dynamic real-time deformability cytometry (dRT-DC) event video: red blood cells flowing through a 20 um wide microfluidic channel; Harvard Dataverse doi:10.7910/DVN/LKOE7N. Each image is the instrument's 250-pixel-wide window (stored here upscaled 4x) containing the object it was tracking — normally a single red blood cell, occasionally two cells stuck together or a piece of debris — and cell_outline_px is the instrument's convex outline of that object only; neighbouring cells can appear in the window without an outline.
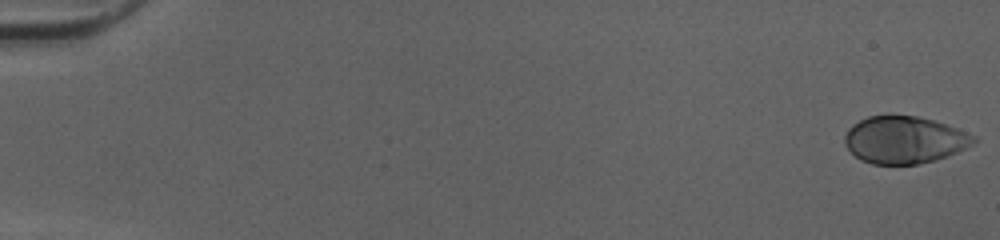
{"species": "human", "species_latin": "Homo sapiens", "temperature_condition": "cold", "stored_images_in_passage": 51, "camera_frame_rate_fps": 3000, "um_per_image_px": 0.085, "donor": {"sex": "female"}, "frame": {"image": 1, "passage_image": 1, "time_ms": 0.0, "image_size_px": [1000, 240], "cell_outline_px": [[976, 140], [972, 144], [956, 152], [936, 160], [920, 164], [872, 164], [860, 160], [844, 144], [844, 136], [848, 128], [852, 124], [868, 116], [916, 116], [932, 120], [956, 128], [976, 136]], "centroid_in_image_um": [76.84, 11.9], "position_along_channel_um": 8.2, "area_um2": 35.2}}
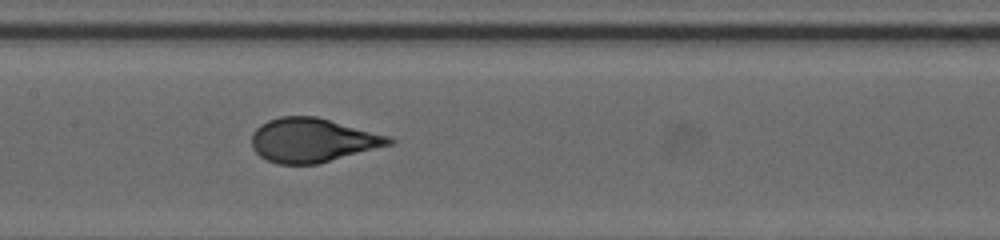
{"frame": {"image": 2, "passage_image": 27, "time_ms": 8.667, "image_size_px": [1000, 240], "cell_outline_px": [[396, 140], [392, 144], [316, 164], [276, 164], [260, 156], [252, 148], [252, 132], [260, 124], [268, 120], [280, 116], [316, 116], [392, 136]], "centroid_in_image_um": [26.56, 11.9], "position_along_channel_um": 180.8, "area_um2": 35.32}}
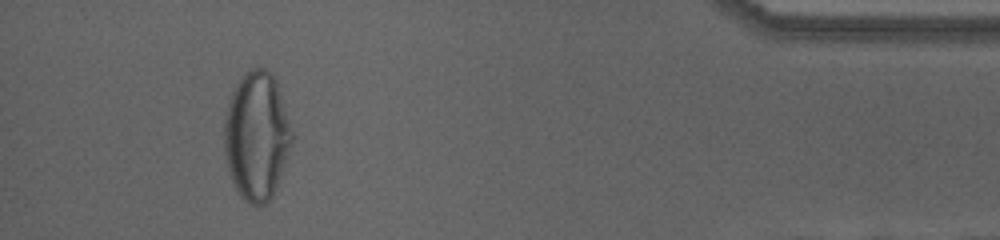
{"frame": {"image": 3, "passage_image": 48, "time_ms": 15.667, "image_size_px": [1000, 240], "cell_outline_px": [[296, 136], [284, 168], [272, 196], [264, 204], [248, 204], [240, 196], [228, 172], [224, 156], [224, 120], [228, 104], [232, 92], [236, 84], [252, 68], [264, 68], [272, 72], [276, 80]], "centroid_in_image_um": [21.85, 11.56], "position_along_channel_um": 413.4, "area_um2": 51.21}, "authors_computed_cell_mechanics": {"area_um2": 35.3736, "velocity_mm_per_s": 4.057, "shape_relaxation_time_tau1_ms": 6.669, "shape_relaxation_time_tau2_ms": null, "deformation_change_tau1": 0.2721, "deformation_change_tau2": null}}